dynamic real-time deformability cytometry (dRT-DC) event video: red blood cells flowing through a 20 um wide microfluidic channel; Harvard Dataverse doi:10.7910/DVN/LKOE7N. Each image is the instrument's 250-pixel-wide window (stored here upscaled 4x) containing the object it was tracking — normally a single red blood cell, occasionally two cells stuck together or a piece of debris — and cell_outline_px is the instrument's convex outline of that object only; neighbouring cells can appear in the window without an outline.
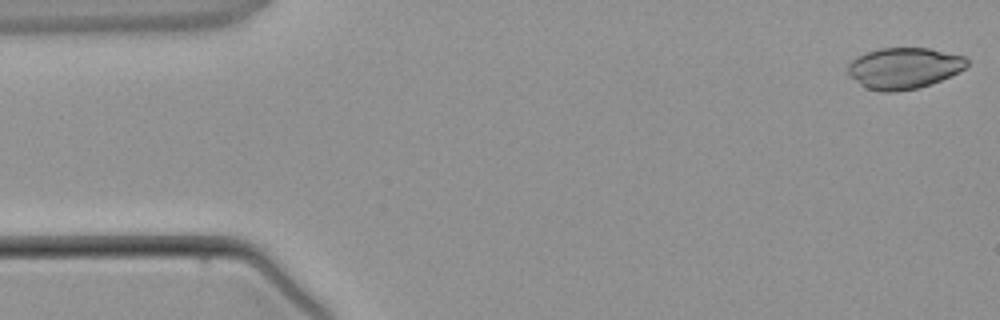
{"species": "common noctule bat (a hibernating species)", "species_latin": "Nyctalus noctula", "temperature_condition": "warm", "stored_images_in_passage": 4, "camera_frame_rate_fps": 3000, "um_per_image_px": 0.085, "animal": {"sex": "male", "body_mass_g": 21.5, "forearm_length_mm": 52.0}, "frame": {"image": 1, "passage_image": 1, "time_ms": 0.0, "image_size_px": [1000, 320], "cell_outline_px": [[968, 64], [964, 68], [940, 80], [920, 88], [896, 92], [880, 92], [868, 88], [860, 84], [848, 76], [848, 64], [856, 56], [880, 48], [928, 48], [964, 56], [968, 60]], "centroid_in_image_um": [76.8, 5.8], "position_along_channel_um": 8.2, "area_um2": 28.5}}